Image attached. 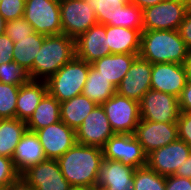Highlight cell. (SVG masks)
Returning a JSON list of instances; mask_svg holds the SVG:
<instances>
[{
	"mask_svg": "<svg viewBox=\"0 0 191 190\" xmlns=\"http://www.w3.org/2000/svg\"><path fill=\"white\" fill-rule=\"evenodd\" d=\"M139 107L141 119L153 122H177L181 112L176 96L153 89L143 95Z\"/></svg>",
	"mask_w": 191,
	"mask_h": 190,
	"instance_id": "obj_10",
	"label": "cell"
},
{
	"mask_svg": "<svg viewBox=\"0 0 191 190\" xmlns=\"http://www.w3.org/2000/svg\"><path fill=\"white\" fill-rule=\"evenodd\" d=\"M62 33L77 39L90 27L97 24L93 7L84 0H59Z\"/></svg>",
	"mask_w": 191,
	"mask_h": 190,
	"instance_id": "obj_8",
	"label": "cell"
},
{
	"mask_svg": "<svg viewBox=\"0 0 191 190\" xmlns=\"http://www.w3.org/2000/svg\"><path fill=\"white\" fill-rule=\"evenodd\" d=\"M191 4L180 0H163L142 10L143 30H178Z\"/></svg>",
	"mask_w": 191,
	"mask_h": 190,
	"instance_id": "obj_5",
	"label": "cell"
},
{
	"mask_svg": "<svg viewBox=\"0 0 191 190\" xmlns=\"http://www.w3.org/2000/svg\"><path fill=\"white\" fill-rule=\"evenodd\" d=\"M71 190H97L96 187H77V188H72Z\"/></svg>",
	"mask_w": 191,
	"mask_h": 190,
	"instance_id": "obj_47",
	"label": "cell"
},
{
	"mask_svg": "<svg viewBox=\"0 0 191 190\" xmlns=\"http://www.w3.org/2000/svg\"><path fill=\"white\" fill-rule=\"evenodd\" d=\"M96 106V103L83 94L60 102L61 121L76 130Z\"/></svg>",
	"mask_w": 191,
	"mask_h": 190,
	"instance_id": "obj_25",
	"label": "cell"
},
{
	"mask_svg": "<svg viewBox=\"0 0 191 190\" xmlns=\"http://www.w3.org/2000/svg\"><path fill=\"white\" fill-rule=\"evenodd\" d=\"M177 123L178 139L191 147V112H180Z\"/></svg>",
	"mask_w": 191,
	"mask_h": 190,
	"instance_id": "obj_37",
	"label": "cell"
},
{
	"mask_svg": "<svg viewBox=\"0 0 191 190\" xmlns=\"http://www.w3.org/2000/svg\"><path fill=\"white\" fill-rule=\"evenodd\" d=\"M14 42L4 33L0 35V65L12 62Z\"/></svg>",
	"mask_w": 191,
	"mask_h": 190,
	"instance_id": "obj_38",
	"label": "cell"
},
{
	"mask_svg": "<svg viewBox=\"0 0 191 190\" xmlns=\"http://www.w3.org/2000/svg\"><path fill=\"white\" fill-rule=\"evenodd\" d=\"M20 174L16 171L12 158L0 156V185L6 189Z\"/></svg>",
	"mask_w": 191,
	"mask_h": 190,
	"instance_id": "obj_36",
	"label": "cell"
},
{
	"mask_svg": "<svg viewBox=\"0 0 191 190\" xmlns=\"http://www.w3.org/2000/svg\"><path fill=\"white\" fill-rule=\"evenodd\" d=\"M6 23L7 22L0 15V35L4 34Z\"/></svg>",
	"mask_w": 191,
	"mask_h": 190,
	"instance_id": "obj_46",
	"label": "cell"
},
{
	"mask_svg": "<svg viewBox=\"0 0 191 190\" xmlns=\"http://www.w3.org/2000/svg\"><path fill=\"white\" fill-rule=\"evenodd\" d=\"M47 159H58L76 142L75 130L63 121H58L35 132Z\"/></svg>",
	"mask_w": 191,
	"mask_h": 190,
	"instance_id": "obj_15",
	"label": "cell"
},
{
	"mask_svg": "<svg viewBox=\"0 0 191 190\" xmlns=\"http://www.w3.org/2000/svg\"><path fill=\"white\" fill-rule=\"evenodd\" d=\"M166 177L147 166L134 171L133 190H165Z\"/></svg>",
	"mask_w": 191,
	"mask_h": 190,
	"instance_id": "obj_30",
	"label": "cell"
},
{
	"mask_svg": "<svg viewBox=\"0 0 191 190\" xmlns=\"http://www.w3.org/2000/svg\"><path fill=\"white\" fill-rule=\"evenodd\" d=\"M141 30L106 25V37L111 54H139Z\"/></svg>",
	"mask_w": 191,
	"mask_h": 190,
	"instance_id": "obj_21",
	"label": "cell"
},
{
	"mask_svg": "<svg viewBox=\"0 0 191 190\" xmlns=\"http://www.w3.org/2000/svg\"><path fill=\"white\" fill-rule=\"evenodd\" d=\"M102 148L76 143L57 159L62 175L73 188L96 187Z\"/></svg>",
	"mask_w": 191,
	"mask_h": 190,
	"instance_id": "obj_1",
	"label": "cell"
},
{
	"mask_svg": "<svg viewBox=\"0 0 191 190\" xmlns=\"http://www.w3.org/2000/svg\"><path fill=\"white\" fill-rule=\"evenodd\" d=\"M90 64L76 56L46 80L47 92L59 102L81 95Z\"/></svg>",
	"mask_w": 191,
	"mask_h": 190,
	"instance_id": "obj_4",
	"label": "cell"
},
{
	"mask_svg": "<svg viewBox=\"0 0 191 190\" xmlns=\"http://www.w3.org/2000/svg\"><path fill=\"white\" fill-rule=\"evenodd\" d=\"M186 70L183 64L155 63L152 64L151 89L180 96L187 83Z\"/></svg>",
	"mask_w": 191,
	"mask_h": 190,
	"instance_id": "obj_17",
	"label": "cell"
},
{
	"mask_svg": "<svg viewBox=\"0 0 191 190\" xmlns=\"http://www.w3.org/2000/svg\"><path fill=\"white\" fill-rule=\"evenodd\" d=\"M46 159L38 135L27 130L13 153L12 161L16 171L21 175L30 166L39 164Z\"/></svg>",
	"mask_w": 191,
	"mask_h": 190,
	"instance_id": "obj_20",
	"label": "cell"
},
{
	"mask_svg": "<svg viewBox=\"0 0 191 190\" xmlns=\"http://www.w3.org/2000/svg\"><path fill=\"white\" fill-rule=\"evenodd\" d=\"M163 0H129L130 3L135 4L140 9H145L150 6H154Z\"/></svg>",
	"mask_w": 191,
	"mask_h": 190,
	"instance_id": "obj_44",
	"label": "cell"
},
{
	"mask_svg": "<svg viewBox=\"0 0 191 190\" xmlns=\"http://www.w3.org/2000/svg\"><path fill=\"white\" fill-rule=\"evenodd\" d=\"M76 57L91 64L111 54L106 25L97 23L75 40Z\"/></svg>",
	"mask_w": 191,
	"mask_h": 190,
	"instance_id": "obj_18",
	"label": "cell"
},
{
	"mask_svg": "<svg viewBox=\"0 0 191 190\" xmlns=\"http://www.w3.org/2000/svg\"><path fill=\"white\" fill-rule=\"evenodd\" d=\"M115 134H133L141 120L139 102L115 93L101 105Z\"/></svg>",
	"mask_w": 191,
	"mask_h": 190,
	"instance_id": "obj_7",
	"label": "cell"
},
{
	"mask_svg": "<svg viewBox=\"0 0 191 190\" xmlns=\"http://www.w3.org/2000/svg\"><path fill=\"white\" fill-rule=\"evenodd\" d=\"M61 120L60 102L48 92L26 121L27 130L36 132Z\"/></svg>",
	"mask_w": 191,
	"mask_h": 190,
	"instance_id": "obj_24",
	"label": "cell"
},
{
	"mask_svg": "<svg viewBox=\"0 0 191 190\" xmlns=\"http://www.w3.org/2000/svg\"><path fill=\"white\" fill-rule=\"evenodd\" d=\"M45 37L46 35L34 31L23 39H17L13 47V61L19 66L24 67L27 71H30L33 68L34 59L42 47Z\"/></svg>",
	"mask_w": 191,
	"mask_h": 190,
	"instance_id": "obj_28",
	"label": "cell"
},
{
	"mask_svg": "<svg viewBox=\"0 0 191 190\" xmlns=\"http://www.w3.org/2000/svg\"><path fill=\"white\" fill-rule=\"evenodd\" d=\"M133 135L148 155L151 151L178 139L177 123L153 122L141 119Z\"/></svg>",
	"mask_w": 191,
	"mask_h": 190,
	"instance_id": "obj_13",
	"label": "cell"
},
{
	"mask_svg": "<svg viewBox=\"0 0 191 190\" xmlns=\"http://www.w3.org/2000/svg\"><path fill=\"white\" fill-rule=\"evenodd\" d=\"M104 159L120 161L133 168L147 164V154L133 134H114L102 147Z\"/></svg>",
	"mask_w": 191,
	"mask_h": 190,
	"instance_id": "obj_9",
	"label": "cell"
},
{
	"mask_svg": "<svg viewBox=\"0 0 191 190\" xmlns=\"http://www.w3.org/2000/svg\"><path fill=\"white\" fill-rule=\"evenodd\" d=\"M151 72L152 63L137 56L116 87V93L139 102L151 89Z\"/></svg>",
	"mask_w": 191,
	"mask_h": 190,
	"instance_id": "obj_16",
	"label": "cell"
},
{
	"mask_svg": "<svg viewBox=\"0 0 191 190\" xmlns=\"http://www.w3.org/2000/svg\"><path fill=\"white\" fill-rule=\"evenodd\" d=\"M21 176L34 190H71L73 188L62 175L57 159H46L30 166Z\"/></svg>",
	"mask_w": 191,
	"mask_h": 190,
	"instance_id": "obj_14",
	"label": "cell"
},
{
	"mask_svg": "<svg viewBox=\"0 0 191 190\" xmlns=\"http://www.w3.org/2000/svg\"><path fill=\"white\" fill-rule=\"evenodd\" d=\"M180 1H183L185 3H190L191 4V0H180Z\"/></svg>",
	"mask_w": 191,
	"mask_h": 190,
	"instance_id": "obj_48",
	"label": "cell"
},
{
	"mask_svg": "<svg viewBox=\"0 0 191 190\" xmlns=\"http://www.w3.org/2000/svg\"><path fill=\"white\" fill-rule=\"evenodd\" d=\"M20 86L0 82V119L16 117V103Z\"/></svg>",
	"mask_w": 191,
	"mask_h": 190,
	"instance_id": "obj_31",
	"label": "cell"
},
{
	"mask_svg": "<svg viewBox=\"0 0 191 190\" xmlns=\"http://www.w3.org/2000/svg\"><path fill=\"white\" fill-rule=\"evenodd\" d=\"M191 153V147L184 141H176L155 149L147 155L146 166L162 176L174 175L178 168L185 164Z\"/></svg>",
	"mask_w": 191,
	"mask_h": 190,
	"instance_id": "obj_11",
	"label": "cell"
},
{
	"mask_svg": "<svg viewBox=\"0 0 191 190\" xmlns=\"http://www.w3.org/2000/svg\"><path fill=\"white\" fill-rule=\"evenodd\" d=\"M27 131L26 122L18 118L0 119V156L13 157L15 147Z\"/></svg>",
	"mask_w": 191,
	"mask_h": 190,
	"instance_id": "obj_26",
	"label": "cell"
},
{
	"mask_svg": "<svg viewBox=\"0 0 191 190\" xmlns=\"http://www.w3.org/2000/svg\"><path fill=\"white\" fill-rule=\"evenodd\" d=\"M188 50L178 30L142 31L139 56L152 64H184Z\"/></svg>",
	"mask_w": 191,
	"mask_h": 190,
	"instance_id": "obj_2",
	"label": "cell"
},
{
	"mask_svg": "<svg viewBox=\"0 0 191 190\" xmlns=\"http://www.w3.org/2000/svg\"><path fill=\"white\" fill-rule=\"evenodd\" d=\"M108 25L143 31L142 9L130 2L126 5H120L115 11L114 21Z\"/></svg>",
	"mask_w": 191,
	"mask_h": 190,
	"instance_id": "obj_29",
	"label": "cell"
},
{
	"mask_svg": "<svg viewBox=\"0 0 191 190\" xmlns=\"http://www.w3.org/2000/svg\"><path fill=\"white\" fill-rule=\"evenodd\" d=\"M180 111L191 112V80H187L186 86L178 97Z\"/></svg>",
	"mask_w": 191,
	"mask_h": 190,
	"instance_id": "obj_41",
	"label": "cell"
},
{
	"mask_svg": "<svg viewBox=\"0 0 191 190\" xmlns=\"http://www.w3.org/2000/svg\"><path fill=\"white\" fill-rule=\"evenodd\" d=\"M116 93V87L91 64L82 94L97 105H102Z\"/></svg>",
	"mask_w": 191,
	"mask_h": 190,
	"instance_id": "obj_27",
	"label": "cell"
},
{
	"mask_svg": "<svg viewBox=\"0 0 191 190\" xmlns=\"http://www.w3.org/2000/svg\"><path fill=\"white\" fill-rule=\"evenodd\" d=\"M34 32L31 24L23 17L8 21L4 33L15 43L17 39H23Z\"/></svg>",
	"mask_w": 191,
	"mask_h": 190,
	"instance_id": "obj_34",
	"label": "cell"
},
{
	"mask_svg": "<svg viewBox=\"0 0 191 190\" xmlns=\"http://www.w3.org/2000/svg\"><path fill=\"white\" fill-rule=\"evenodd\" d=\"M24 8H25V0L0 1V15L6 22L23 18Z\"/></svg>",
	"mask_w": 191,
	"mask_h": 190,
	"instance_id": "obj_35",
	"label": "cell"
},
{
	"mask_svg": "<svg viewBox=\"0 0 191 190\" xmlns=\"http://www.w3.org/2000/svg\"><path fill=\"white\" fill-rule=\"evenodd\" d=\"M137 56L139 54H110L91 63V66L117 87Z\"/></svg>",
	"mask_w": 191,
	"mask_h": 190,
	"instance_id": "obj_23",
	"label": "cell"
},
{
	"mask_svg": "<svg viewBox=\"0 0 191 190\" xmlns=\"http://www.w3.org/2000/svg\"><path fill=\"white\" fill-rule=\"evenodd\" d=\"M179 35L188 49H191V7L178 28Z\"/></svg>",
	"mask_w": 191,
	"mask_h": 190,
	"instance_id": "obj_40",
	"label": "cell"
},
{
	"mask_svg": "<svg viewBox=\"0 0 191 190\" xmlns=\"http://www.w3.org/2000/svg\"><path fill=\"white\" fill-rule=\"evenodd\" d=\"M184 67L188 80H191V49L188 50L187 56L184 61Z\"/></svg>",
	"mask_w": 191,
	"mask_h": 190,
	"instance_id": "obj_45",
	"label": "cell"
},
{
	"mask_svg": "<svg viewBox=\"0 0 191 190\" xmlns=\"http://www.w3.org/2000/svg\"><path fill=\"white\" fill-rule=\"evenodd\" d=\"M75 56V39L63 33L46 36L29 71L31 80L46 81Z\"/></svg>",
	"mask_w": 191,
	"mask_h": 190,
	"instance_id": "obj_3",
	"label": "cell"
},
{
	"mask_svg": "<svg viewBox=\"0 0 191 190\" xmlns=\"http://www.w3.org/2000/svg\"><path fill=\"white\" fill-rule=\"evenodd\" d=\"M136 168L120 161L103 159L98 171L96 188L104 190H133Z\"/></svg>",
	"mask_w": 191,
	"mask_h": 190,
	"instance_id": "obj_19",
	"label": "cell"
},
{
	"mask_svg": "<svg viewBox=\"0 0 191 190\" xmlns=\"http://www.w3.org/2000/svg\"><path fill=\"white\" fill-rule=\"evenodd\" d=\"M174 175L191 179V153L188 159H186L185 164L180 166Z\"/></svg>",
	"mask_w": 191,
	"mask_h": 190,
	"instance_id": "obj_43",
	"label": "cell"
},
{
	"mask_svg": "<svg viewBox=\"0 0 191 190\" xmlns=\"http://www.w3.org/2000/svg\"><path fill=\"white\" fill-rule=\"evenodd\" d=\"M30 80L29 71L15 61L0 65V82L2 83L21 86Z\"/></svg>",
	"mask_w": 191,
	"mask_h": 190,
	"instance_id": "obj_33",
	"label": "cell"
},
{
	"mask_svg": "<svg viewBox=\"0 0 191 190\" xmlns=\"http://www.w3.org/2000/svg\"><path fill=\"white\" fill-rule=\"evenodd\" d=\"M93 7L96 13L97 22L100 24L108 25L111 21H114V14L117 7L120 5H126L129 0H84Z\"/></svg>",
	"mask_w": 191,
	"mask_h": 190,
	"instance_id": "obj_32",
	"label": "cell"
},
{
	"mask_svg": "<svg viewBox=\"0 0 191 190\" xmlns=\"http://www.w3.org/2000/svg\"><path fill=\"white\" fill-rule=\"evenodd\" d=\"M76 142L102 148L115 134L101 105H97L75 130Z\"/></svg>",
	"mask_w": 191,
	"mask_h": 190,
	"instance_id": "obj_12",
	"label": "cell"
},
{
	"mask_svg": "<svg viewBox=\"0 0 191 190\" xmlns=\"http://www.w3.org/2000/svg\"><path fill=\"white\" fill-rule=\"evenodd\" d=\"M47 93V84L44 80H30L19 88L16 103V118L27 121Z\"/></svg>",
	"mask_w": 191,
	"mask_h": 190,
	"instance_id": "obj_22",
	"label": "cell"
},
{
	"mask_svg": "<svg viewBox=\"0 0 191 190\" xmlns=\"http://www.w3.org/2000/svg\"><path fill=\"white\" fill-rule=\"evenodd\" d=\"M4 190H34V188L20 175Z\"/></svg>",
	"mask_w": 191,
	"mask_h": 190,
	"instance_id": "obj_42",
	"label": "cell"
},
{
	"mask_svg": "<svg viewBox=\"0 0 191 190\" xmlns=\"http://www.w3.org/2000/svg\"><path fill=\"white\" fill-rule=\"evenodd\" d=\"M165 190H191V179L176 175L166 176Z\"/></svg>",
	"mask_w": 191,
	"mask_h": 190,
	"instance_id": "obj_39",
	"label": "cell"
},
{
	"mask_svg": "<svg viewBox=\"0 0 191 190\" xmlns=\"http://www.w3.org/2000/svg\"><path fill=\"white\" fill-rule=\"evenodd\" d=\"M37 33L62 34L59 0H25L24 16Z\"/></svg>",
	"mask_w": 191,
	"mask_h": 190,
	"instance_id": "obj_6",
	"label": "cell"
}]
</instances>
